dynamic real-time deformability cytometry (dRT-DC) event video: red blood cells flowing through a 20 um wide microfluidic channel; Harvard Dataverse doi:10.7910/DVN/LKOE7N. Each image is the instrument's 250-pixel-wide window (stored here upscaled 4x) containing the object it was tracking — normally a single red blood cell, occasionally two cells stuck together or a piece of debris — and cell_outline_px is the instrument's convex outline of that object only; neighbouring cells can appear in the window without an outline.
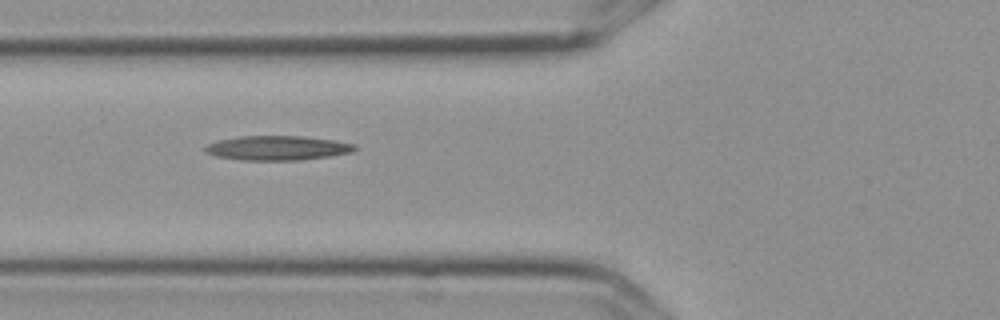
{"species": "Egyptian fruit bat (a non-hibernating species)", "species_latin": "Rousettus aegyptiacus", "temperature_condition": "cold", "stored_images_in_passage": 6, "camera_frame_rate_fps": 3000, "um_per_image_px": 0.085, "frame": {"image": 1, "passage_image": 5, "time_ms": 1.333, "image_size_px": [1000, 320], "cell_outline_px": [[360, 148], [352, 152], [328, 156], [296, 160], [240, 160], [216, 156], [204, 152], [204, 148], [208, 144], [220, 140], [240, 136], [304, 136], [336, 140], [356, 144]], "centroid_in_image_um": [23.62, 12.57], "position_along_channel_um": 102.2, "area_um2": 21.39}}
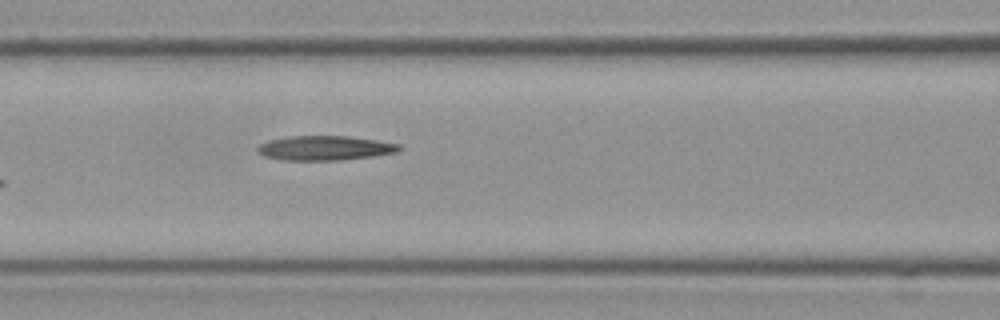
{"frame": {"image": 2, "passage_image": 6, "time_ms": 1.667, "image_size_px": [1000, 320], "cell_outline_px": [[404, 148], [400, 152], [372, 156], [340, 160], [284, 160], [264, 156], [256, 152], [256, 148], [260, 144], [268, 140], [288, 136], [348, 136], [376, 140], [400, 144]], "centroid_in_image_um": [27.63, 12.58], "position_along_channel_um": 139.0, "area_um2": 20.4}}